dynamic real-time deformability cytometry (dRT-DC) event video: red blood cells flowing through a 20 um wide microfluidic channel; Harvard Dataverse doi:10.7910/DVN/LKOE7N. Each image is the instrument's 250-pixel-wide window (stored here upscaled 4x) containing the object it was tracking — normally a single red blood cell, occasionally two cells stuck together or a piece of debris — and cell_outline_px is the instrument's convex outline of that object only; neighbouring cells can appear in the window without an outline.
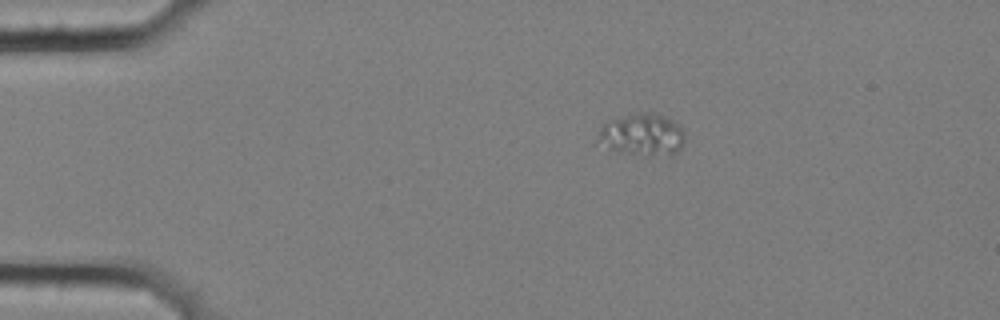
{"species": "common noctule bat (a hibernating species)", "species_latin": "Nyctalus noctula", "temperature_condition": "cold", "stored_images_in_passage": 4, "camera_frame_rate_fps": 3000, "um_per_image_px": 0.085, "animal": {"sex": "female", "body_mass_g": 25.1}, "frame": {"image": 1, "passage_image": 1, "time_ms": 0.0, "image_size_px": [1000, 320], "cell_outline_px": [[684, 144], [672, 156], [632, 152], [608, 148], [596, 140], [600, 128], [604, 124], [612, 120], [636, 112], [652, 112], [676, 120], [684, 128]], "centroid_in_image_um": [54.67, 11.4], "position_along_channel_um": 30.3, "area_um2": 21.1}}